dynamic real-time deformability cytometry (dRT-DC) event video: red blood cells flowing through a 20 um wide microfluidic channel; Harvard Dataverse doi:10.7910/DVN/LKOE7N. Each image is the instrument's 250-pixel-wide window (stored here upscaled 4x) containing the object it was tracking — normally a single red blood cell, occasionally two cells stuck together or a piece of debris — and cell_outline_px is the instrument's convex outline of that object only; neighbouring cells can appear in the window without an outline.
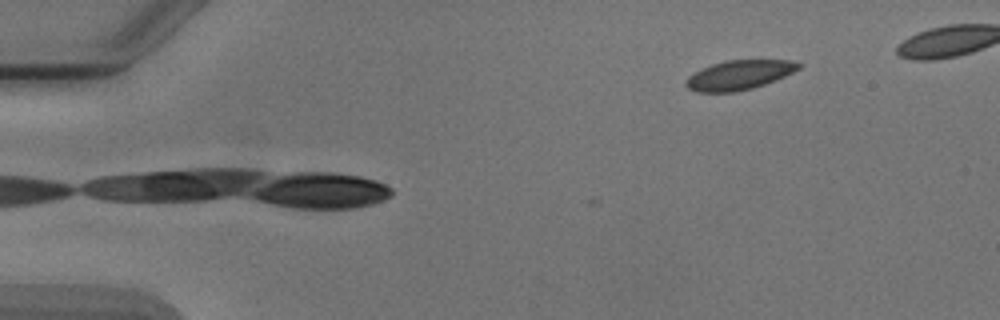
{"species": "Egyptian fruit bat (a non-hibernating species)", "species_latin": "Rousettus aegyptiacus", "temperature_condition": "cold", "stored_images_in_passage": 2, "camera_frame_rate_fps": 3000, "um_per_image_px": 0.085, "animal": {"sex": "male"}, "frame": {"image": 1, "passage_image": 2, "time_ms": 2.0, "image_size_px": [1000, 320], "cell_outline_px": [[804, 64], [800, 68], [776, 80], [752, 88], [736, 92], [696, 92], [688, 88], [684, 84], [688, 76], [712, 64], [728, 60], [788, 60]], "centroid_in_image_um": [62.83, 6.38], "position_along_channel_um": 22.2, "area_um2": 19.19}}